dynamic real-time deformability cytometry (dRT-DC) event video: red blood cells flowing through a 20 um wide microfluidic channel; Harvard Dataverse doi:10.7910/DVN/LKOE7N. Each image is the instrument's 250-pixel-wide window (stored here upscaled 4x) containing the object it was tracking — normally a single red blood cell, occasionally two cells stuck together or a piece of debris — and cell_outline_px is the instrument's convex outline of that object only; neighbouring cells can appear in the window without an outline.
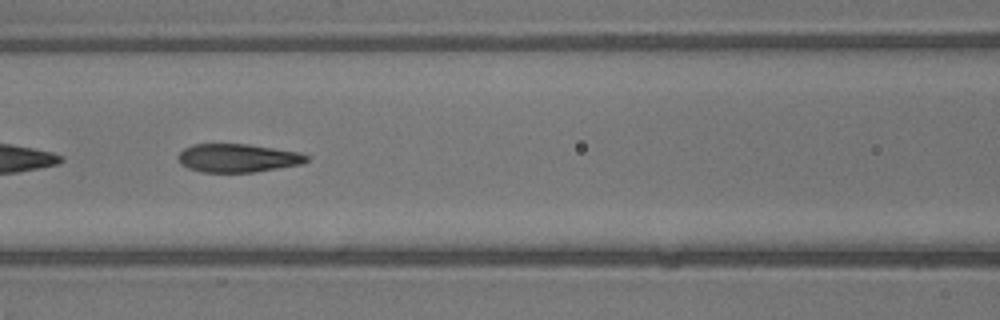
{"species": "common noctule bat (a hibernating species)", "species_latin": "Nyctalus noctula", "temperature_condition": "warm", "stored_images_in_passage": 28, "camera_frame_rate_fps": 3000, "um_per_image_px": 0.085, "animal": {"sex": "male", "body_mass_g": 13.3}, "frame": {"image": 1, "passage_image": 13, "time_ms": 4.0, "image_size_px": [1000, 320], "cell_outline_px": [[312, 156], [304, 164], [252, 172], [200, 172], [188, 168], [180, 164], [176, 156], [184, 148], [192, 144], [248, 144], [300, 152]], "centroid_in_image_um": [20.22, 13.43], "position_along_channel_um": 146.4, "area_um2": 21.5}}
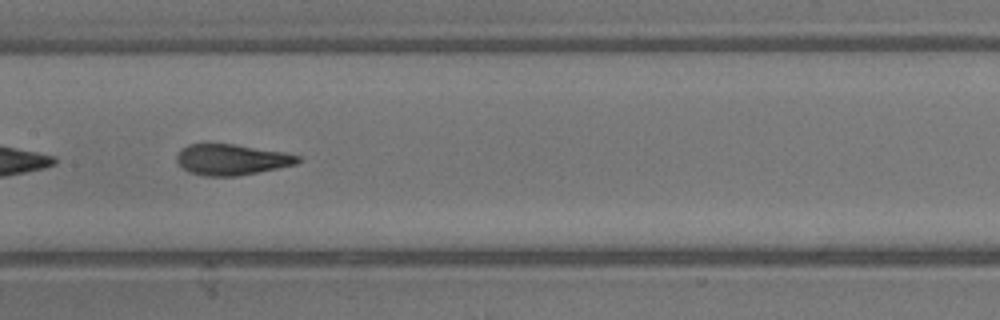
{"frame": {"image": 2, "passage_image": 16, "time_ms": 5.0, "image_size_px": [1000, 320], "cell_outline_px": [[300, 160], [296, 164], [240, 176], [204, 176], [188, 172], [176, 160], [176, 156], [180, 148], [188, 144], [236, 144], [284, 152], [300, 156]], "centroid_in_image_um": [19.67, 13.56], "position_along_channel_um": 187.7, "area_um2": 21.85}}